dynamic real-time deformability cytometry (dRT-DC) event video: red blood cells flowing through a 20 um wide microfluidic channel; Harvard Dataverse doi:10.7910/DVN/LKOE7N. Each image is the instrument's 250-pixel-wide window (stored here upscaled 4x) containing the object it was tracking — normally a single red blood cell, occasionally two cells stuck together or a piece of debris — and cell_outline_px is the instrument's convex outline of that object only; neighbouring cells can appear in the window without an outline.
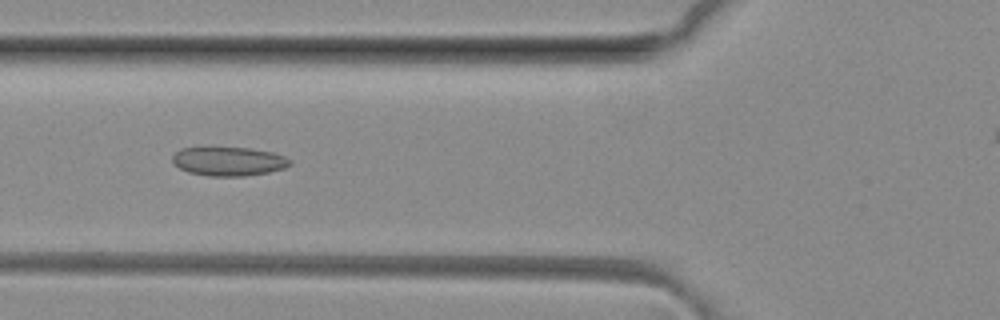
{"species": "common noctule bat (a hibernating species)", "species_latin": "Nyctalus noctula", "temperature_condition": "room temperature", "stored_images_in_passage": 45, "camera_frame_rate_fps": 3000, "um_per_image_px": 0.085, "animal": {"sex": "female", "body_mass_g": 29.2, "forearm_length_mm": 56.3}, "frame": {"image": 1, "passage_image": 19, "time_ms": 6.0, "image_size_px": [1000, 320], "cell_outline_px": [[292, 164], [284, 168], [268, 172], [244, 176], [208, 176], [188, 172], [172, 164], [172, 156], [180, 148], [248, 148], [272, 152], [284, 156], [292, 160]], "centroid_in_image_um": [19.43, 13.72], "position_along_channel_um": 106.4, "area_um2": 19.77}}
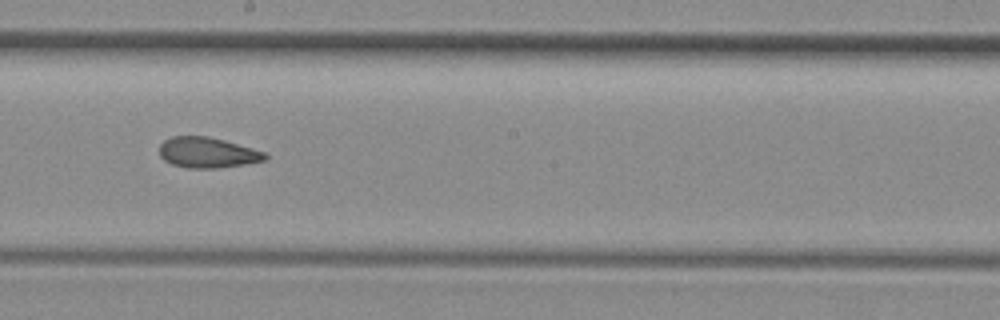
{"frame": {"image": 2, "passage_image": 28, "time_ms": 9.0, "image_size_px": [1000, 320], "cell_outline_px": [[268, 156], [264, 160], [244, 164], [212, 168], [188, 168], [172, 164], [164, 160], [160, 156], [160, 144], [164, 140], [172, 136], [208, 136], [224, 140], [252, 148], [264, 152]], "centroid_in_image_um": [17.6, 12.96], "position_along_channel_um": 230.6, "area_um2": 18.61}}
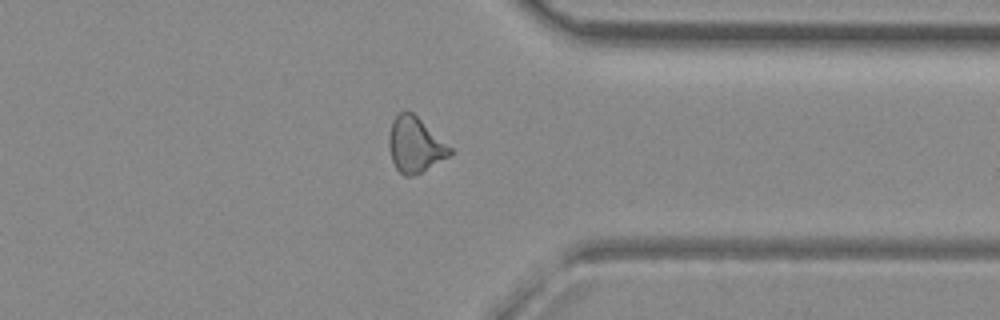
{"frame": {"image": 3, "passage_image": 39, "time_ms": 12.667, "image_size_px": [1000, 320], "cell_outline_px": [[452, 152], [448, 156], [420, 172], [412, 176], [404, 176], [396, 168], [392, 160], [388, 148], [388, 136], [392, 120], [400, 112], [412, 112], [452, 148]], "centroid_in_image_um": [35.24, 12.31], "position_along_channel_um": 376.2, "area_um2": 19.31}}